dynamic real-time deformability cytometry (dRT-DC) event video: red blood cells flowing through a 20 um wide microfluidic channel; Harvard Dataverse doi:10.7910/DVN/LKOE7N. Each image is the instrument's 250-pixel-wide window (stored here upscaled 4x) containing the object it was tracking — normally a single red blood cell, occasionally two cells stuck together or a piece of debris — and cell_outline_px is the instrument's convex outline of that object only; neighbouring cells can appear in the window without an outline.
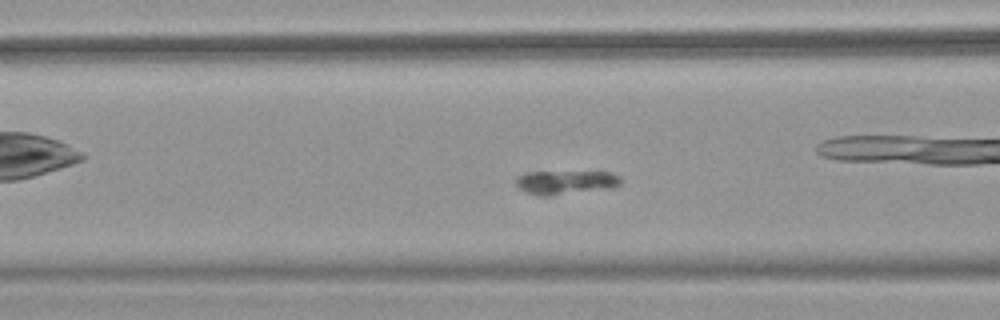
{"species": "common noctule bat (a hibernating species)", "species_latin": "Nyctalus noctula", "temperature_condition": "warm", "stored_images_in_passage": 35, "camera_frame_rate_fps": 3000, "um_per_image_px": 0.085, "animal": {"sex": "female", "body_mass_g": 18.4}, "frame": {"image": 1, "passage_image": 20, "time_ms": 6.333, "image_size_px": [1000, 320], "cell_outline_px": [[620, 184], [612, 188], [552, 196], [540, 196], [528, 192], [520, 188], [516, 184], [516, 176], [524, 172], [612, 172], [620, 176]], "centroid_in_image_um": [48.09, 15.5], "position_along_channel_um": 118.5, "area_um2": 14.68}}